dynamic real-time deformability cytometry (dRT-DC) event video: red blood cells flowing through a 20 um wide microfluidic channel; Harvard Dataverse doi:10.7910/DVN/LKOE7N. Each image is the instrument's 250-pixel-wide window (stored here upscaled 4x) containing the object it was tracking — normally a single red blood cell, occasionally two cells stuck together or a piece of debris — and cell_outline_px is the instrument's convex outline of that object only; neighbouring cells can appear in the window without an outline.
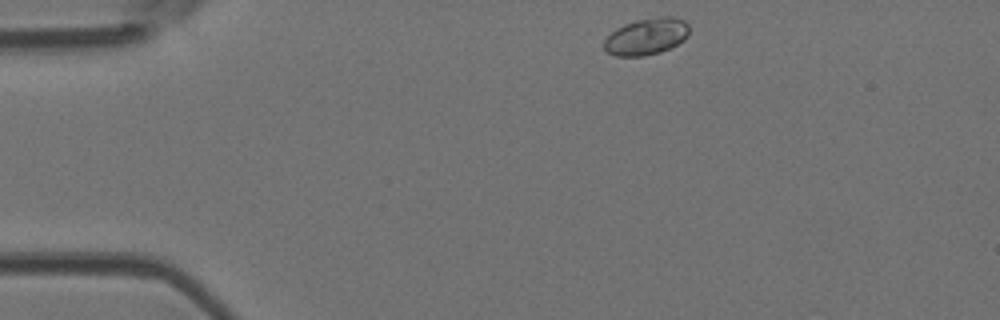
{"species": "Egyptian fruit bat (a non-hibernating species)", "species_latin": "Rousettus aegyptiacus", "temperature_condition": "room temperature", "stored_images_in_passage": 4, "camera_frame_rate_fps": 3000, "um_per_image_px": 0.085, "animal": {"sex": "female"}, "frame": {"image": 1, "passage_image": 1, "time_ms": 0.0, "image_size_px": [1000, 320], "cell_outline_px": [[688, 36], [684, 40], [660, 52], [644, 56], [616, 56], [608, 52], [604, 48], [604, 40], [616, 28], [624, 24], [636, 20], [660, 16], [676, 16], [684, 20], [688, 24]], "centroid_in_image_um": [54.96, 3.09], "position_along_channel_um": 30.0, "area_um2": 18.21}}
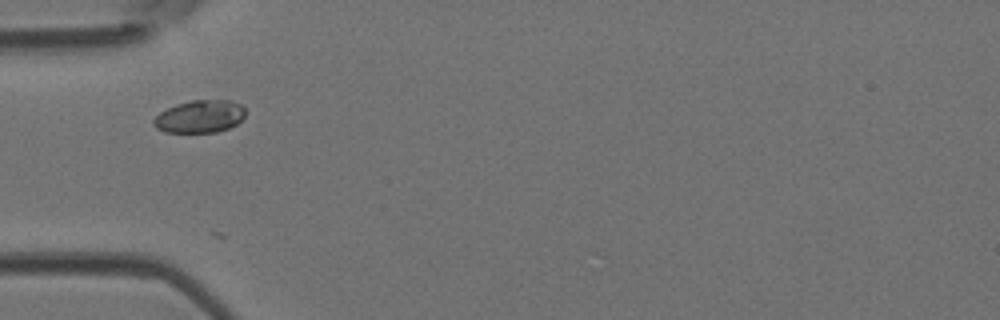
{"frame": {"image": 2, "passage_image": 3, "time_ms": 0.667, "image_size_px": [1000, 320], "cell_outline_px": [[244, 116], [236, 124], [228, 128], [216, 132], [164, 132], [156, 128], [152, 124], [152, 120], [160, 112], [176, 104], [192, 100], [232, 100], [240, 104], [244, 108]], "centroid_in_image_um": [16.96, 9.9], "position_along_channel_um": 68.0, "area_um2": 17.4}}
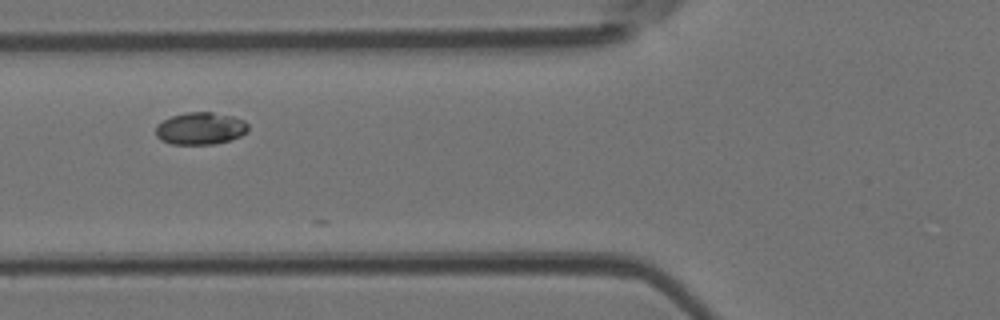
{"frame": {"image": 3, "passage_image": 4, "time_ms": 1.0, "image_size_px": [1000, 320], "cell_outline_px": [[248, 132], [232, 140], [216, 144], [172, 144], [160, 140], [156, 136], [156, 124], [172, 116], [188, 112], [212, 112], [232, 116], [244, 120], [248, 124]], "centroid_in_image_um": [17.05, 10.93], "position_along_channel_um": 108.7, "area_um2": 17.51}}